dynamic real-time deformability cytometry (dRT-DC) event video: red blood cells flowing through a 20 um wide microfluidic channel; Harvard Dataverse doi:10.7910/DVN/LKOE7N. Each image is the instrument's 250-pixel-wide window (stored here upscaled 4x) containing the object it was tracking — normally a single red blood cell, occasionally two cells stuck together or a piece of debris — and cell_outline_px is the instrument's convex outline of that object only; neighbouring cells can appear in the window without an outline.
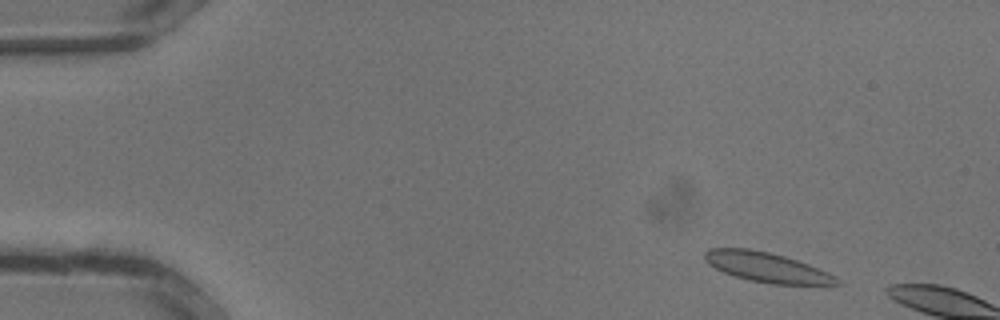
{"species": "common noctule bat (a hibernating species)", "species_latin": "Nyctalus noctula", "temperature_condition": "warm", "stored_images_in_passage": 6, "camera_frame_rate_fps": 3000, "um_per_image_px": 0.085, "animal": {"sex": "male", "body_mass_g": 13.3}, "frame": {"image": 1, "passage_image": 3, "time_ms": 0.667, "image_size_px": [1000, 320], "cell_outline_px": [[840, 284], [772, 284], [752, 280], [736, 276], [724, 272], [708, 264], [704, 260], [704, 252], [708, 248], [748, 248], [768, 252], [784, 256], [808, 264], [828, 272], [836, 276], [840, 280]], "centroid_in_image_um": [65.15, 22.7], "position_along_channel_um": 19.8, "area_um2": 22.66}}